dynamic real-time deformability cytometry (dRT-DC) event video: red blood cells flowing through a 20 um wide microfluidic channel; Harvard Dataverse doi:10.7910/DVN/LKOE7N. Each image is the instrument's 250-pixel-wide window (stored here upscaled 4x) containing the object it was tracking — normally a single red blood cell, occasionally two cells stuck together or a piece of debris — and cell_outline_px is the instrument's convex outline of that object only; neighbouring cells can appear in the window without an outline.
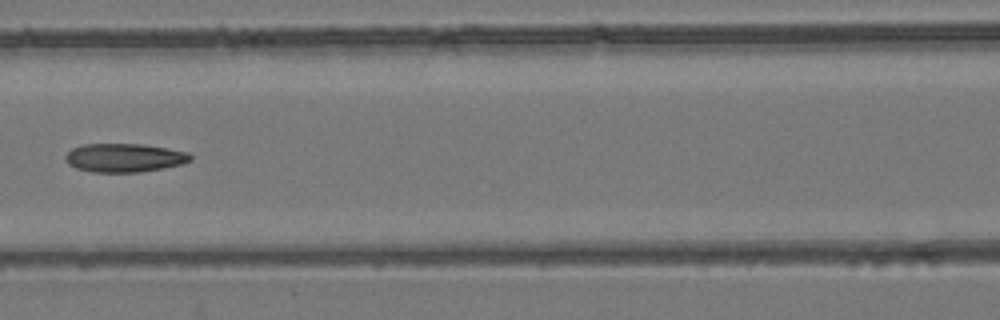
{"species": "common noctule bat (a hibernating species)", "species_latin": "Nyctalus noctula", "temperature_condition": "room temperature", "stored_images_in_passage": 7, "camera_frame_rate_fps": 3000, "um_per_image_px": 0.085, "animal": {"sex": "female", "body_mass_g": 24.6, "forearm_length_mm": 56.2}, "frame": {"image": 1, "passage_image": 6, "time_ms": 6.667, "image_size_px": [1000, 320], "cell_outline_px": [[192, 160], [184, 164], [164, 168], [140, 172], [92, 172], [76, 168], [68, 164], [64, 156], [72, 148], [80, 144], [144, 144], [188, 152], [192, 156]], "centroid_in_image_um": [10.58, 13.41], "position_along_channel_um": 156.0, "area_um2": 21.04}}
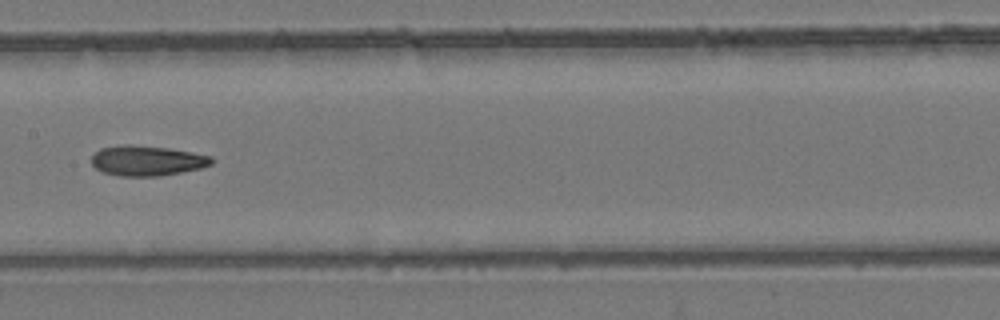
{"frame": {"image": 2, "passage_image": 7, "time_ms": 7.667, "image_size_px": [1000, 320], "cell_outline_px": [[216, 160], [212, 164], [200, 168], [160, 176], [120, 176], [104, 172], [96, 168], [92, 164], [92, 156], [100, 148], [124, 144], [132, 144], [168, 148], [192, 152], [212, 156]], "centroid_in_image_um": [12.52, 13.65], "position_along_channel_um": 194.9, "area_um2": 21.15}}